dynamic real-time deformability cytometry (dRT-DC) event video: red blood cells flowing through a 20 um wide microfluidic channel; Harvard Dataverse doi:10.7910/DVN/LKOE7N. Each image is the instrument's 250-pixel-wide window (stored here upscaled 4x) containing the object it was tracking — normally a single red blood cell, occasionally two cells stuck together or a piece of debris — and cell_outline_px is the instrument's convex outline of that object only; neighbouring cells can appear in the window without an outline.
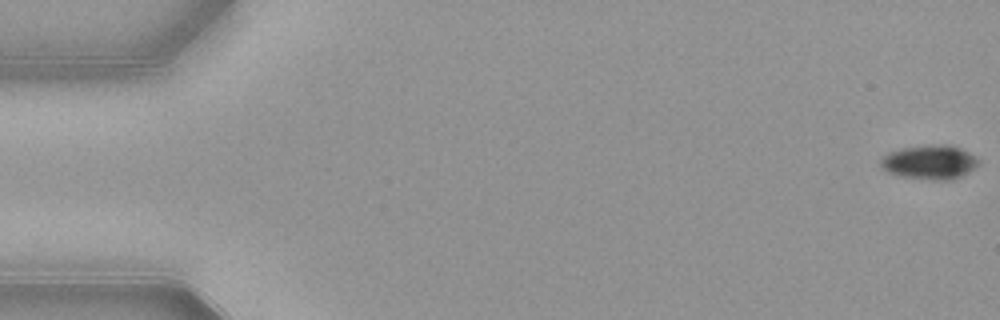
{"species": "common noctule bat (a hibernating species)", "species_latin": "Nyctalus noctula", "temperature_condition": "warm", "stored_images_in_passage": 17, "camera_frame_rate_fps": 3000, "um_per_image_px": 0.085, "animal": {"sex": "female", "body_mass_g": 21.9}, "frame": {"image": 1, "passage_image": 1, "time_ms": 0.0, "image_size_px": [1000, 320], "cell_outline_px": [[980, 164], [968, 172], [952, 180], [936, 180], [900, 176], [888, 172], [880, 168], [880, 156], [888, 152], [900, 148], [928, 144], [948, 144], [960, 148], [976, 156], [980, 160]], "centroid_in_image_um": [79.0, 13.76], "position_along_channel_um": 6.0, "area_um2": 19.88}}
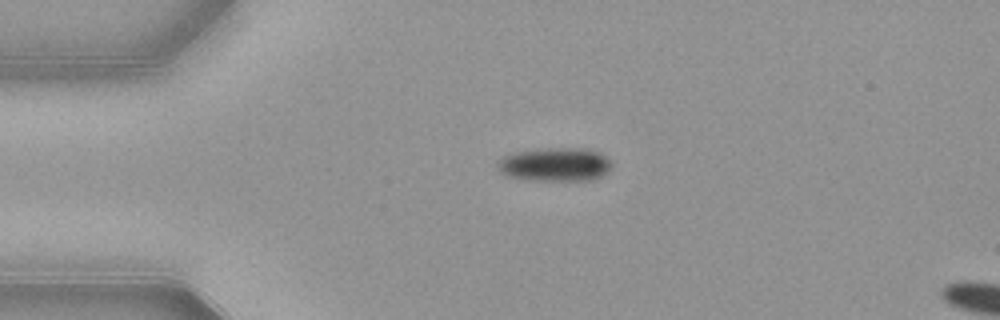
{"frame": {"image": 2, "passage_image": 13, "time_ms": 4.0, "image_size_px": [1000, 320], "cell_outline_px": [[612, 168], [608, 172], [592, 180], [532, 180], [508, 176], [500, 172], [496, 168], [496, 160], [500, 156], [512, 152], [536, 148], [584, 148], [600, 152], [612, 164]], "centroid_in_image_um": [47.11, 13.96], "position_along_channel_um": 37.9, "area_um2": 22.83}}